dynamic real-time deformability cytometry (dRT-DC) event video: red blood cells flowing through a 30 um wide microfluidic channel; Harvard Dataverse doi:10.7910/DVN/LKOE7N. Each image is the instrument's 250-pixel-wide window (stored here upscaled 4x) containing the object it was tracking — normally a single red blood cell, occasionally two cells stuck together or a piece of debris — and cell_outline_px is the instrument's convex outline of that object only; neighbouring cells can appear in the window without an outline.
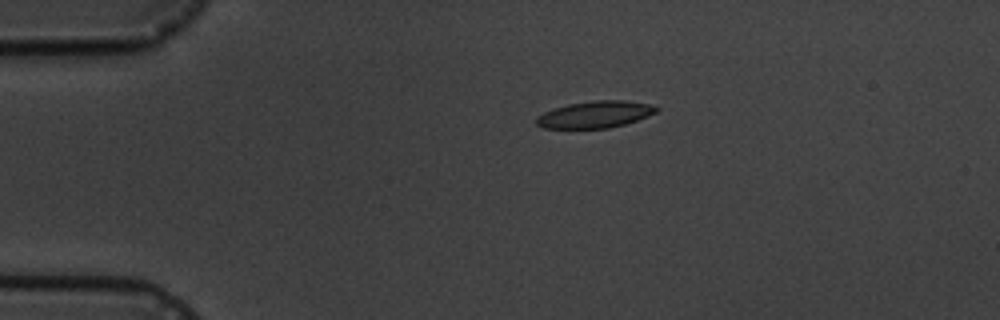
{"species": "common noctule bat (a hibernating species)", "species_latin": "Nyctalus noctula", "temperature_condition": "cold", "stored_images_in_passage": 3, "camera_frame_rate_fps": 3000, "um_per_image_px": 0.085, "animal": {"sex": "male", "body_mass_g": 19.5, "forearm_length_mm": 54.6}, "frame": {"image": 1, "passage_image": 1, "time_ms": 0.0, "image_size_px": [1000, 320], "cell_outline_px": [[660, 108], [656, 112], [648, 116], [624, 124], [608, 128], [544, 128], [536, 124], [536, 116], [544, 112], [568, 104], [596, 100], [624, 100], [652, 104]], "centroid_in_image_um": [50.6, 9.72], "position_along_channel_um": 34.4, "area_um2": 18.67}}
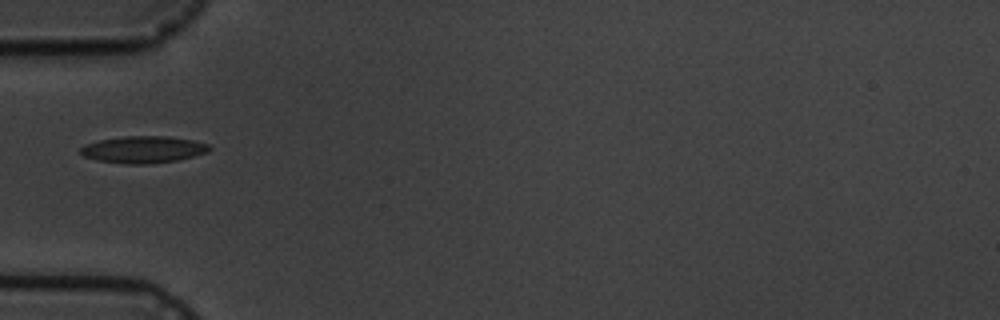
{"frame": {"image": 2, "passage_image": 3, "time_ms": 2.333, "image_size_px": [1000, 320], "cell_outline_px": [[212, 148], [208, 152], [176, 160], [148, 164], [124, 164], [96, 160], [84, 156], [80, 152], [80, 148], [84, 144], [100, 140], [124, 136], [168, 136], [192, 140], [208, 144]], "centroid_in_image_um": [12.16, 12.71], "position_along_channel_um": 72.8, "area_um2": 20.17}}